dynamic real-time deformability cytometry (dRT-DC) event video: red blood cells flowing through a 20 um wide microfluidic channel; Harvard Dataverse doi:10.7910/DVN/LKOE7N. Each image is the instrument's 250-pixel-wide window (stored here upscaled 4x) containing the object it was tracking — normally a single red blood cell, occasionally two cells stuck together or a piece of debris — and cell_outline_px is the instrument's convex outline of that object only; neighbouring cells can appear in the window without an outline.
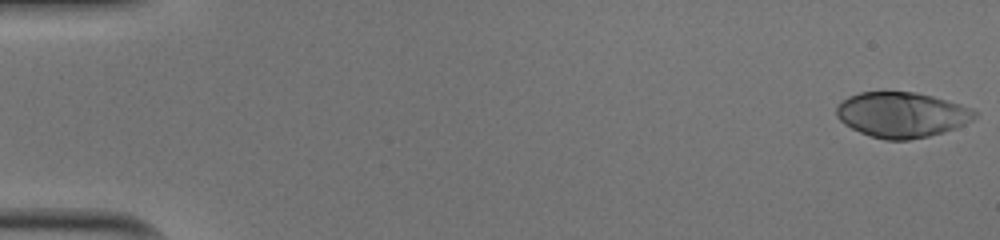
{"species": "human", "species_latin": "Homo sapiens", "temperature_condition": "cold", "stored_images_in_passage": 51, "camera_frame_rate_fps": 3000, "um_per_image_px": 0.085, "donor": {"sex": "male"}, "frame": {"image": 1, "passage_image": 1, "time_ms": 0.0, "image_size_px": [1000, 240], "cell_outline_px": [[980, 112], [972, 120], [956, 128], [944, 132], [928, 136], [908, 140], [884, 140], [860, 132], [844, 124], [836, 116], [836, 108], [848, 96], [860, 92], [916, 92], [932, 96], [960, 104], [972, 108]], "centroid_in_image_um": [76.67, 9.75], "position_along_channel_um": 8.3, "area_um2": 36.47}}
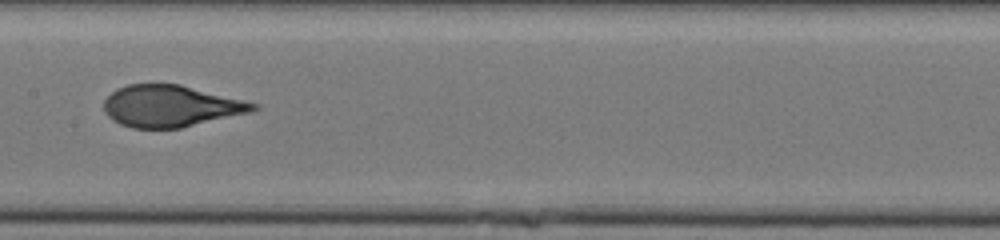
{"frame": {"image": 2, "passage_image": 27, "time_ms": 8.667, "image_size_px": [1000, 240], "cell_outline_px": [[260, 108], [248, 112], [180, 128], [132, 128], [120, 124], [112, 120], [108, 116], [104, 108], [104, 100], [116, 88], [128, 84], [180, 84], [260, 104]], "centroid_in_image_um": [14.49, 9.01], "position_along_channel_um": 192.9, "area_um2": 36.01}}
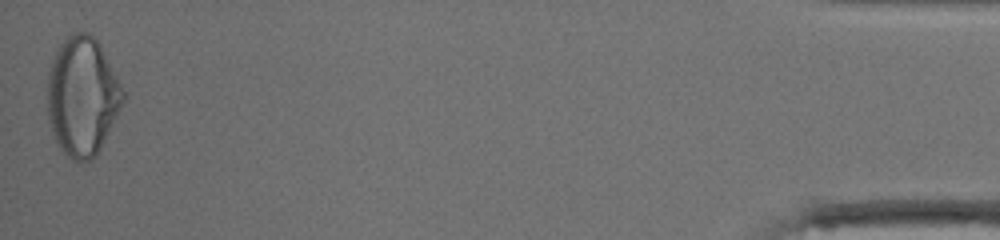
{"frame": {"image": 3, "passage_image": 51, "time_ms": 16.667, "image_size_px": [1000, 240], "cell_outline_px": [[124, 100], [96, 156], [88, 160], [72, 160], [64, 152], [56, 140], [52, 132], [48, 116], [48, 72], [52, 60], [60, 44], [68, 36], [76, 32], [88, 32], [100, 44], [124, 92]], "centroid_in_image_um": [6.98, 8.18], "position_along_channel_um": 428.2, "area_um2": 51.44}, "authors_computed_cell_mechanics": {"area_um2": 36.5296, "velocity_mm_per_s": 4.0325, "shape_relaxation_time_tau1_ms": 6.0554, "shape_relaxation_time_tau2_ms": null, "deformation_change_tau1": 0.2523, "deformation_change_tau2": null}}